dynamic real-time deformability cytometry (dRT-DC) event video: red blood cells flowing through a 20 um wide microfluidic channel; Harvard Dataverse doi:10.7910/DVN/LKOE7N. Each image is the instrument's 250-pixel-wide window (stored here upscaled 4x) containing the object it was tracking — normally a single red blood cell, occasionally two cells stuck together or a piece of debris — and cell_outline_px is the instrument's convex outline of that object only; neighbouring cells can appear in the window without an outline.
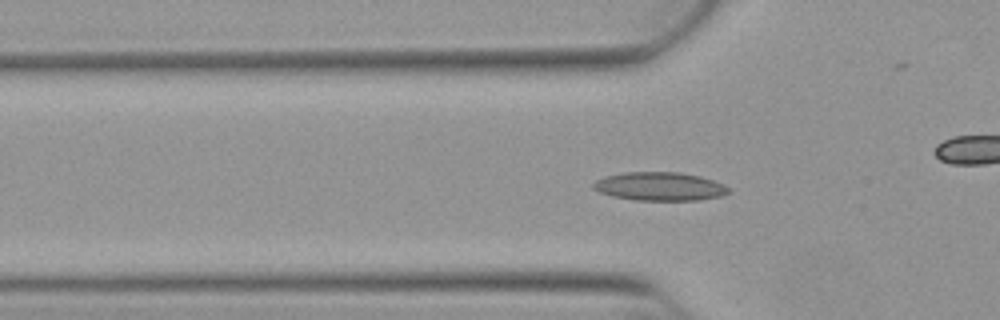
{"species": "Egyptian fruit bat (a non-hibernating species)", "species_latin": "Rousettus aegyptiacus", "temperature_condition": "warm", "stored_images_in_passage": 55, "camera_frame_rate_fps": 3000, "um_per_image_px": 0.085, "animal": {"sex": "female"}, "frame": {"image": 1, "passage_image": 18, "time_ms": 5.667, "image_size_px": [1000, 320], "cell_outline_px": [[728, 192], [720, 196], [700, 200], [636, 200], [612, 196], [600, 192], [592, 188], [592, 184], [596, 180], [604, 176], [624, 172], [680, 172], [700, 176], [724, 184], [728, 188]], "centroid_in_image_um": [56.04, 15.84], "position_along_channel_um": 69.8, "area_um2": 22.43}}
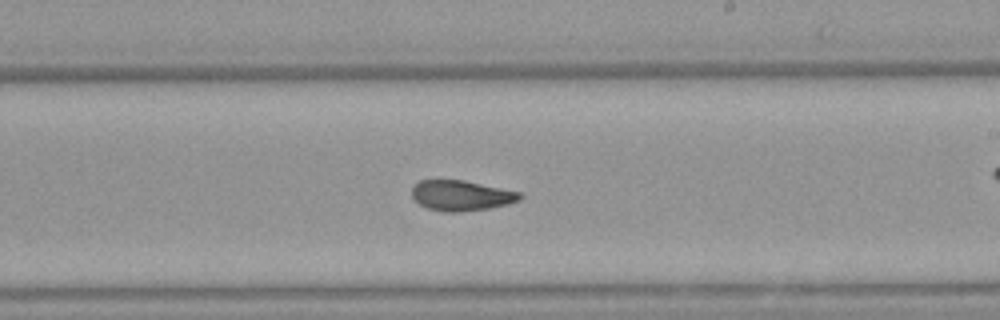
{"frame": {"image": 2, "passage_image": 32, "time_ms": 10.333, "image_size_px": [1000, 320], "cell_outline_px": [[524, 196], [520, 200], [508, 204], [488, 208], [464, 212], [444, 212], [428, 208], [420, 204], [412, 196], [412, 188], [420, 180], [464, 180], [520, 192]], "centroid_in_image_um": [39.23, 16.62], "position_along_channel_um": 249.8, "area_um2": 19.07}}
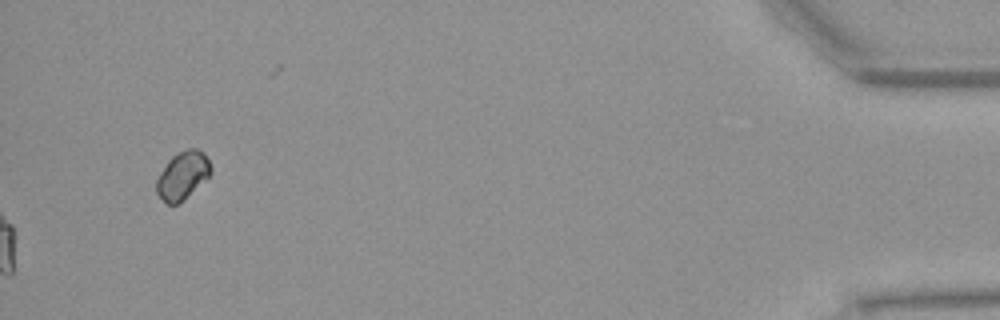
{"frame": {"image": 3, "passage_image": 55, "time_ms": 18.0, "image_size_px": [1000, 320], "cell_outline_px": [[212, 172], [184, 200], [176, 204], [168, 204], [156, 192], [156, 180], [160, 172], [168, 160], [172, 156], [188, 148], [196, 148], [204, 152], [212, 168]], "centroid_in_image_um": [15.52, 14.9], "position_along_channel_um": 419.7, "area_um2": 14.97}, "authors_computed_cell_mechanics": {"area_um2": 19.5364, "velocity_mm_per_s": 3.8642, "shape_relaxation_time_tau1_ms": null, "shape_relaxation_time_tau2_ms": 2.2863, "deformation_change_tau1": null, "deformation_change_tau2": 0.0746}}